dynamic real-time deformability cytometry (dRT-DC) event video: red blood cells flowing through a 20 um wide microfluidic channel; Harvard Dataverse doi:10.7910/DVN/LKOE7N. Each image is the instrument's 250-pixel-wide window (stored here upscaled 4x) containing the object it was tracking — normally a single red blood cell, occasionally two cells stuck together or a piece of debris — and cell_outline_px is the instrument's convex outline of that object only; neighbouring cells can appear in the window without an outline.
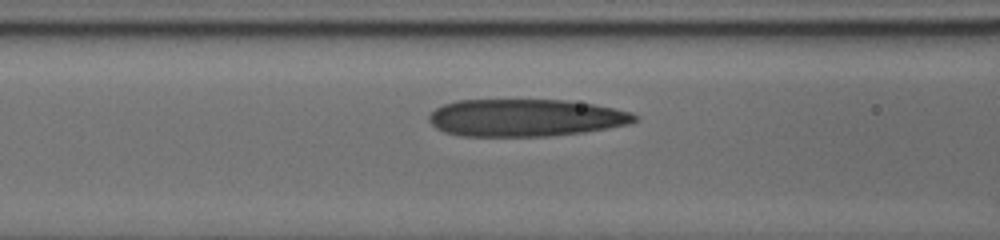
{"species": "human", "species_latin": "Homo sapiens", "temperature_condition": "cold", "stored_images_in_passage": 9, "segment_of_instrument_passage": [2, 2], "camera_frame_rate_fps": 3000, "um_per_image_px": 0.085, "donor": {"sex": "male"}, "frame": {"image": 1, "passage_image": 9, "time_ms": 8.0, "image_size_px": [1000, 240], "cell_outline_px": [[640, 120], [628, 124], [608, 128], [584, 132], [552, 136], [460, 136], [444, 132], [436, 128], [428, 120], [428, 116], [436, 108], [444, 104], [456, 100], [564, 100], [592, 104], [632, 112], [640, 116]], "centroid_in_image_um": [44.68, 10.01], "position_along_channel_um": 121.9, "area_um2": 44.97}}